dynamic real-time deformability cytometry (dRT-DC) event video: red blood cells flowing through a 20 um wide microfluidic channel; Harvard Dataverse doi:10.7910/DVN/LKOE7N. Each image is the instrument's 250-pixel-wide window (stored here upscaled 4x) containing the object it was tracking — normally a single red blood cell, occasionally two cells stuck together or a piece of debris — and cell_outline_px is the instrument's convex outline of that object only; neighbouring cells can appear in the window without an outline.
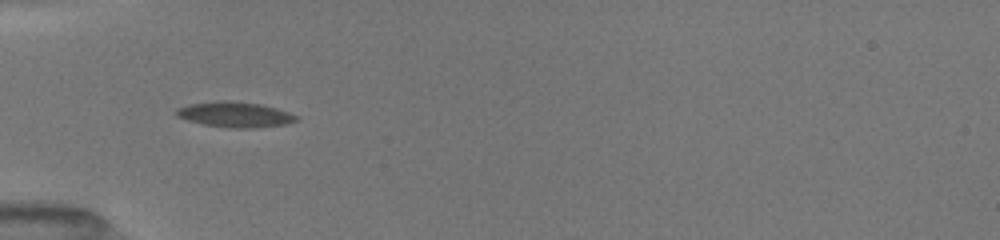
{"species": "common noctule bat (a hibernating species)", "species_latin": "Nyctalus noctula", "temperature_condition": "room temperature", "stored_images_in_passage": 37, "camera_frame_rate_fps": 3000, "um_per_image_px": 0.085, "animal": {"sex": "female", "body_mass_g": 19.5, "forearm_length_mm": 54.1}, "frame": {"image": 1, "passage_image": 4, "time_ms": 1.0, "image_size_px": [1000, 240], "cell_outline_px": [[300, 116], [296, 120], [284, 124], [252, 128], [228, 128], [204, 124], [188, 120], [176, 116], [176, 108], [188, 104], [224, 100], [228, 100], [260, 104], [276, 108]], "centroid_in_image_um": [19.95, 9.73], "position_along_channel_um": 65.0, "area_um2": 17.63}}
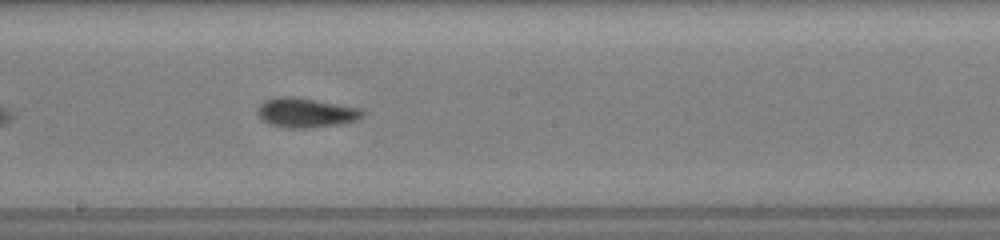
{"frame": {"image": 2, "passage_image": 16, "time_ms": 5.0, "image_size_px": [1000, 240], "cell_outline_px": [[364, 116], [356, 120], [336, 124], [308, 128], [288, 128], [272, 124], [264, 120], [256, 112], [256, 108], [264, 100], [276, 96], [292, 96], [316, 100], [360, 108], [364, 112]], "centroid_in_image_um": [25.97, 9.56], "position_along_channel_um": 222.2, "area_um2": 17.92}}
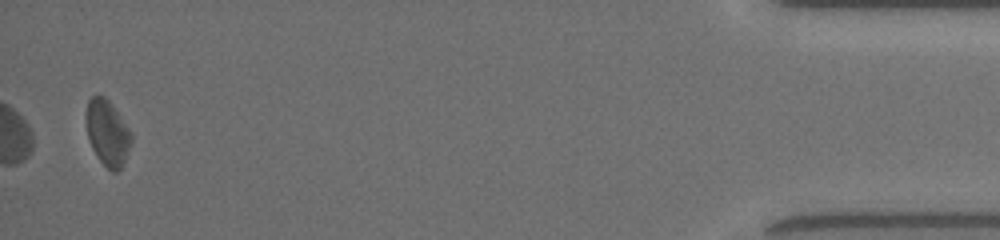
{"frame": {"image": 3, "passage_image": 37, "time_ms": 12.0, "image_size_px": [1000, 240], "cell_outline_px": [[132, 140], [124, 160], [120, 168], [116, 172], [112, 172], [96, 156], [92, 148], [88, 136], [84, 116], [88, 100], [92, 96], [104, 96], [112, 104], [132, 132]], "centroid_in_image_um": [9.11, 11.26], "position_along_channel_um": 426.1, "area_um2": 17.28}, "authors_computed_cell_mechanics": {"area_um2": 17.3978, "velocity_mm_per_s": 4.0208, "shape_relaxation_time_tau1_ms": 2.804, "shape_relaxation_time_tau2_ms": 1.9211, "deformation_change_tau1": 0.1002, "deformation_change_tau2": 0.0549}}